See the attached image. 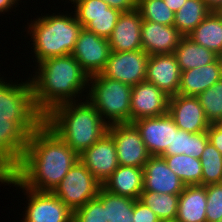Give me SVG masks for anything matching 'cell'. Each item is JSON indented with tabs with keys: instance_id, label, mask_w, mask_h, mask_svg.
I'll return each instance as SVG.
<instances>
[{
	"instance_id": "10",
	"label": "cell",
	"mask_w": 222,
	"mask_h": 222,
	"mask_svg": "<svg viewBox=\"0 0 222 222\" xmlns=\"http://www.w3.org/2000/svg\"><path fill=\"white\" fill-rule=\"evenodd\" d=\"M108 133L114 139L119 165L144 167L151 155L133 123L109 125Z\"/></svg>"
},
{
	"instance_id": "42",
	"label": "cell",
	"mask_w": 222,
	"mask_h": 222,
	"mask_svg": "<svg viewBox=\"0 0 222 222\" xmlns=\"http://www.w3.org/2000/svg\"><path fill=\"white\" fill-rule=\"evenodd\" d=\"M211 11L217 10L222 5V0H204Z\"/></svg>"
},
{
	"instance_id": "5",
	"label": "cell",
	"mask_w": 222,
	"mask_h": 222,
	"mask_svg": "<svg viewBox=\"0 0 222 222\" xmlns=\"http://www.w3.org/2000/svg\"><path fill=\"white\" fill-rule=\"evenodd\" d=\"M132 87L103 76H90L86 99L97 109L108 124L130 123Z\"/></svg>"
},
{
	"instance_id": "29",
	"label": "cell",
	"mask_w": 222,
	"mask_h": 222,
	"mask_svg": "<svg viewBox=\"0 0 222 222\" xmlns=\"http://www.w3.org/2000/svg\"><path fill=\"white\" fill-rule=\"evenodd\" d=\"M208 142L206 131L190 133L178 128L173 130L172 150H166L162 155L185 154L200 159Z\"/></svg>"
},
{
	"instance_id": "37",
	"label": "cell",
	"mask_w": 222,
	"mask_h": 222,
	"mask_svg": "<svg viewBox=\"0 0 222 222\" xmlns=\"http://www.w3.org/2000/svg\"><path fill=\"white\" fill-rule=\"evenodd\" d=\"M134 222H161L158 216L146 205L135 200L134 204Z\"/></svg>"
},
{
	"instance_id": "6",
	"label": "cell",
	"mask_w": 222,
	"mask_h": 222,
	"mask_svg": "<svg viewBox=\"0 0 222 222\" xmlns=\"http://www.w3.org/2000/svg\"><path fill=\"white\" fill-rule=\"evenodd\" d=\"M3 77H0V120L14 121L30 136L44 122L34 103L30 79L16 83Z\"/></svg>"
},
{
	"instance_id": "4",
	"label": "cell",
	"mask_w": 222,
	"mask_h": 222,
	"mask_svg": "<svg viewBox=\"0 0 222 222\" xmlns=\"http://www.w3.org/2000/svg\"><path fill=\"white\" fill-rule=\"evenodd\" d=\"M72 13L73 11L68 14L59 12L40 17L38 15V18L27 23L25 30L27 29V35H30L32 40L31 51L35 57L33 63L72 53L83 28Z\"/></svg>"
},
{
	"instance_id": "19",
	"label": "cell",
	"mask_w": 222,
	"mask_h": 222,
	"mask_svg": "<svg viewBox=\"0 0 222 222\" xmlns=\"http://www.w3.org/2000/svg\"><path fill=\"white\" fill-rule=\"evenodd\" d=\"M28 137L14 121L0 120V174L10 172L20 162Z\"/></svg>"
},
{
	"instance_id": "14",
	"label": "cell",
	"mask_w": 222,
	"mask_h": 222,
	"mask_svg": "<svg viewBox=\"0 0 222 222\" xmlns=\"http://www.w3.org/2000/svg\"><path fill=\"white\" fill-rule=\"evenodd\" d=\"M169 96L156 85L143 81L132 87L130 123L168 113Z\"/></svg>"
},
{
	"instance_id": "39",
	"label": "cell",
	"mask_w": 222,
	"mask_h": 222,
	"mask_svg": "<svg viewBox=\"0 0 222 222\" xmlns=\"http://www.w3.org/2000/svg\"><path fill=\"white\" fill-rule=\"evenodd\" d=\"M107 3L111 8L121 12H128L137 9L136 0H101Z\"/></svg>"
},
{
	"instance_id": "34",
	"label": "cell",
	"mask_w": 222,
	"mask_h": 222,
	"mask_svg": "<svg viewBox=\"0 0 222 222\" xmlns=\"http://www.w3.org/2000/svg\"><path fill=\"white\" fill-rule=\"evenodd\" d=\"M142 20L173 26L175 13L172 12L164 0H142L137 4Z\"/></svg>"
},
{
	"instance_id": "38",
	"label": "cell",
	"mask_w": 222,
	"mask_h": 222,
	"mask_svg": "<svg viewBox=\"0 0 222 222\" xmlns=\"http://www.w3.org/2000/svg\"><path fill=\"white\" fill-rule=\"evenodd\" d=\"M206 132L209 142L222 154V123L210 124Z\"/></svg>"
},
{
	"instance_id": "9",
	"label": "cell",
	"mask_w": 222,
	"mask_h": 222,
	"mask_svg": "<svg viewBox=\"0 0 222 222\" xmlns=\"http://www.w3.org/2000/svg\"><path fill=\"white\" fill-rule=\"evenodd\" d=\"M77 21L87 31L109 39L121 11L111 8L101 0H70ZM73 2V3H72Z\"/></svg>"
},
{
	"instance_id": "3",
	"label": "cell",
	"mask_w": 222,
	"mask_h": 222,
	"mask_svg": "<svg viewBox=\"0 0 222 222\" xmlns=\"http://www.w3.org/2000/svg\"><path fill=\"white\" fill-rule=\"evenodd\" d=\"M63 103L44 116V123L79 156L101 139L109 125L85 99Z\"/></svg>"
},
{
	"instance_id": "41",
	"label": "cell",
	"mask_w": 222,
	"mask_h": 222,
	"mask_svg": "<svg viewBox=\"0 0 222 222\" xmlns=\"http://www.w3.org/2000/svg\"><path fill=\"white\" fill-rule=\"evenodd\" d=\"M18 4L16 0H0V13L4 14L5 12L11 11V8H16Z\"/></svg>"
},
{
	"instance_id": "7",
	"label": "cell",
	"mask_w": 222,
	"mask_h": 222,
	"mask_svg": "<svg viewBox=\"0 0 222 222\" xmlns=\"http://www.w3.org/2000/svg\"><path fill=\"white\" fill-rule=\"evenodd\" d=\"M6 183V184H5ZM0 184L23 190L28 201L22 222H72L70 210L53 192L35 191L25 187L11 172L0 174ZM25 216V217H24Z\"/></svg>"
},
{
	"instance_id": "30",
	"label": "cell",
	"mask_w": 222,
	"mask_h": 222,
	"mask_svg": "<svg viewBox=\"0 0 222 222\" xmlns=\"http://www.w3.org/2000/svg\"><path fill=\"white\" fill-rule=\"evenodd\" d=\"M185 185H202L200 159L185 154L161 155Z\"/></svg>"
},
{
	"instance_id": "17",
	"label": "cell",
	"mask_w": 222,
	"mask_h": 222,
	"mask_svg": "<svg viewBox=\"0 0 222 222\" xmlns=\"http://www.w3.org/2000/svg\"><path fill=\"white\" fill-rule=\"evenodd\" d=\"M180 77L181 70L174 53L149 57L145 81L153 83L169 97L177 95Z\"/></svg>"
},
{
	"instance_id": "22",
	"label": "cell",
	"mask_w": 222,
	"mask_h": 222,
	"mask_svg": "<svg viewBox=\"0 0 222 222\" xmlns=\"http://www.w3.org/2000/svg\"><path fill=\"white\" fill-rule=\"evenodd\" d=\"M222 79V58L215 62L181 72L179 95L198 96Z\"/></svg>"
},
{
	"instance_id": "36",
	"label": "cell",
	"mask_w": 222,
	"mask_h": 222,
	"mask_svg": "<svg viewBox=\"0 0 222 222\" xmlns=\"http://www.w3.org/2000/svg\"><path fill=\"white\" fill-rule=\"evenodd\" d=\"M206 221L219 222L222 219V183L206 186Z\"/></svg>"
},
{
	"instance_id": "21",
	"label": "cell",
	"mask_w": 222,
	"mask_h": 222,
	"mask_svg": "<svg viewBox=\"0 0 222 222\" xmlns=\"http://www.w3.org/2000/svg\"><path fill=\"white\" fill-rule=\"evenodd\" d=\"M182 37L174 26L142 20V49L150 56L174 53Z\"/></svg>"
},
{
	"instance_id": "33",
	"label": "cell",
	"mask_w": 222,
	"mask_h": 222,
	"mask_svg": "<svg viewBox=\"0 0 222 222\" xmlns=\"http://www.w3.org/2000/svg\"><path fill=\"white\" fill-rule=\"evenodd\" d=\"M210 124L222 123V79L197 96Z\"/></svg>"
},
{
	"instance_id": "16",
	"label": "cell",
	"mask_w": 222,
	"mask_h": 222,
	"mask_svg": "<svg viewBox=\"0 0 222 222\" xmlns=\"http://www.w3.org/2000/svg\"><path fill=\"white\" fill-rule=\"evenodd\" d=\"M168 114L176 126L186 132H204L210 126L197 96L177 94L169 97Z\"/></svg>"
},
{
	"instance_id": "8",
	"label": "cell",
	"mask_w": 222,
	"mask_h": 222,
	"mask_svg": "<svg viewBox=\"0 0 222 222\" xmlns=\"http://www.w3.org/2000/svg\"><path fill=\"white\" fill-rule=\"evenodd\" d=\"M102 185L78 160L70 168L53 193L72 211L84 206L97 197Z\"/></svg>"
},
{
	"instance_id": "23",
	"label": "cell",
	"mask_w": 222,
	"mask_h": 222,
	"mask_svg": "<svg viewBox=\"0 0 222 222\" xmlns=\"http://www.w3.org/2000/svg\"><path fill=\"white\" fill-rule=\"evenodd\" d=\"M143 179V168L119 165L102 187L113 194L137 200L143 191Z\"/></svg>"
},
{
	"instance_id": "43",
	"label": "cell",
	"mask_w": 222,
	"mask_h": 222,
	"mask_svg": "<svg viewBox=\"0 0 222 222\" xmlns=\"http://www.w3.org/2000/svg\"><path fill=\"white\" fill-rule=\"evenodd\" d=\"M214 12L222 19V5Z\"/></svg>"
},
{
	"instance_id": "13",
	"label": "cell",
	"mask_w": 222,
	"mask_h": 222,
	"mask_svg": "<svg viewBox=\"0 0 222 222\" xmlns=\"http://www.w3.org/2000/svg\"><path fill=\"white\" fill-rule=\"evenodd\" d=\"M151 156H161L172 150L173 130H178L173 118L167 113L158 117L143 118L132 122Z\"/></svg>"
},
{
	"instance_id": "32",
	"label": "cell",
	"mask_w": 222,
	"mask_h": 222,
	"mask_svg": "<svg viewBox=\"0 0 222 222\" xmlns=\"http://www.w3.org/2000/svg\"><path fill=\"white\" fill-rule=\"evenodd\" d=\"M202 185L222 183V154L208 142L200 157Z\"/></svg>"
},
{
	"instance_id": "12",
	"label": "cell",
	"mask_w": 222,
	"mask_h": 222,
	"mask_svg": "<svg viewBox=\"0 0 222 222\" xmlns=\"http://www.w3.org/2000/svg\"><path fill=\"white\" fill-rule=\"evenodd\" d=\"M110 53L108 39L82 28L71 55L90 77L102 72Z\"/></svg>"
},
{
	"instance_id": "1",
	"label": "cell",
	"mask_w": 222,
	"mask_h": 222,
	"mask_svg": "<svg viewBox=\"0 0 222 222\" xmlns=\"http://www.w3.org/2000/svg\"><path fill=\"white\" fill-rule=\"evenodd\" d=\"M79 156L44 122L28 137L20 162L10 171L25 187L53 192Z\"/></svg>"
},
{
	"instance_id": "40",
	"label": "cell",
	"mask_w": 222,
	"mask_h": 222,
	"mask_svg": "<svg viewBox=\"0 0 222 222\" xmlns=\"http://www.w3.org/2000/svg\"><path fill=\"white\" fill-rule=\"evenodd\" d=\"M187 0H164L167 7L174 13L178 12Z\"/></svg>"
},
{
	"instance_id": "25",
	"label": "cell",
	"mask_w": 222,
	"mask_h": 222,
	"mask_svg": "<svg viewBox=\"0 0 222 222\" xmlns=\"http://www.w3.org/2000/svg\"><path fill=\"white\" fill-rule=\"evenodd\" d=\"M181 72L215 62L219 56L209 49L183 36L174 52Z\"/></svg>"
},
{
	"instance_id": "11",
	"label": "cell",
	"mask_w": 222,
	"mask_h": 222,
	"mask_svg": "<svg viewBox=\"0 0 222 222\" xmlns=\"http://www.w3.org/2000/svg\"><path fill=\"white\" fill-rule=\"evenodd\" d=\"M150 55L143 49L128 52H112L101 74L131 86L146 78L147 63Z\"/></svg>"
},
{
	"instance_id": "2",
	"label": "cell",
	"mask_w": 222,
	"mask_h": 222,
	"mask_svg": "<svg viewBox=\"0 0 222 222\" xmlns=\"http://www.w3.org/2000/svg\"><path fill=\"white\" fill-rule=\"evenodd\" d=\"M35 70L29 79L35 106L43 116L58 105L85 99L89 76L71 54L40 61Z\"/></svg>"
},
{
	"instance_id": "31",
	"label": "cell",
	"mask_w": 222,
	"mask_h": 222,
	"mask_svg": "<svg viewBox=\"0 0 222 222\" xmlns=\"http://www.w3.org/2000/svg\"><path fill=\"white\" fill-rule=\"evenodd\" d=\"M148 206L161 221H175L179 195L142 191L138 199Z\"/></svg>"
},
{
	"instance_id": "24",
	"label": "cell",
	"mask_w": 222,
	"mask_h": 222,
	"mask_svg": "<svg viewBox=\"0 0 222 222\" xmlns=\"http://www.w3.org/2000/svg\"><path fill=\"white\" fill-rule=\"evenodd\" d=\"M206 186L186 185L179 194L177 222L206 221Z\"/></svg>"
},
{
	"instance_id": "27",
	"label": "cell",
	"mask_w": 222,
	"mask_h": 222,
	"mask_svg": "<svg viewBox=\"0 0 222 222\" xmlns=\"http://www.w3.org/2000/svg\"><path fill=\"white\" fill-rule=\"evenodd\" d=\"M97 198L105 207L106 222H134L135 199L113 194L102 186Z\"/></svg>"
},
{
	"instance_id": "35",
	"label": "cell",
	"mask_w": 222,
	"mask_h": 222,
	"mask_svg": "<svg viewBox=\"0 0 222 222\" xmlns=\"http://www.w3.org/2000/svg\"><path fill=\"white\" fill-rule=\"evenodd\" d=\"M72 222H106L105 207L96 197L73 211Z\"/></svg>"
},
{
	"instance_id": "20",
	"label": "cell",
	"mask_w": 222,
	"mask_h": 222,
	"mask_svg": "<svg viewBox=\"0 0 222 222\" xmlns=\"http://www.w3.org/2000/svg\"><path fill=\"white\" fill-rule=\"evenodd\" d=\"M141 26L142 17L138 9L121 12L108 39L111 51L128 52L142 49Z\"/></svg>"
},
{
	"instance_id": "28",
	"label": "cell",
	"mask_w": 222,
	"mask_h": 222,
	"mask_svg": "<svg viewBox=\"0 0 222 222\" xmlns=\"http://www.w3.org/2000/svg\"><path fill=\"white\" fill-rule=\"evenodd\" d=\"M211 12L204 0H187L175 13L173 26L183 36H188Z\"/></svg>"
},
{
	"instance_id": "44",
	"label": "cell",
	"mask_w": 222,
	"mask_h": 222,
	"mask_svg": "<svg viewBox=\"0 0 222 222\" xmlns=\"http://www.w3.org/2000/svg\"><path fill=\"white\" fill-rule=\"evenodd\" d=\"M161 222H177V221L175 220V221H161Z\"/></svg>"
},
{
	"instance_id": "18",
	"label": "cell",
	"mask_w": 222,
	"mask_h": 222,
	"mask_svg": "<svg viewBox=\"0 0 222 222\" xmlns=\"http://www.w3.org/2000/svg\"><path fill=\"white\" fill-rule=\"evenodd\" d=\"M143 171V191L179 195L186 186L161 156H150Z\"/></svg>"
},
{
	"instance_id": "26",
	"label": "cell",
	"mask_w": 222,
	"mask_h": 222,
	"mask_svg": "<svg viewBox=\"0 0 222 222\" xmlns=\"http://www.w3.org/2000/svg\"><path fill=\"white\" fill-rule=\"evenodd\" d=\"M187 37L222 58V19L214 11Z\"/></svg>"
},
{
	"instance_id": "15",
	"label": "cell",
	"mask_w": 222,
	"mask_h": 222,
	"mask_svg": "<svg viewBox=\"0 0 222 222\" xmlns=\"http://www.w3.org/2000/svg\"><path fill=\"white\" fill-rule=\"evenodd\" d=\"M79 160L103 185L109 176L118 168L114 139L107 132L101 139L79 155Z\"/></svg>"
}]
</instances>
